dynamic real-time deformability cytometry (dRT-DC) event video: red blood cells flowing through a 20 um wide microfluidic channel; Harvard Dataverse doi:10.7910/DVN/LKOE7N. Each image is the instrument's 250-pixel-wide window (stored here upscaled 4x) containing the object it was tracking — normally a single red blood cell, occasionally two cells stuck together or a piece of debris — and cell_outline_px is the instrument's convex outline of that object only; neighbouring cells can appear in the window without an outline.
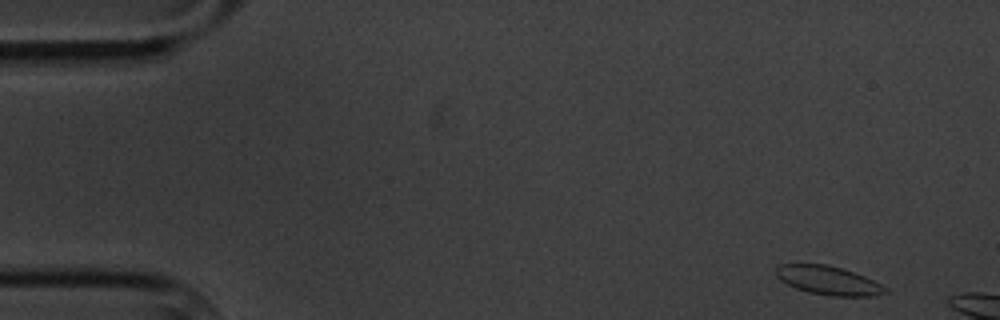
{"species": "common noctule bat (a hibernating species)", "species_latin": "Nyctalus noctula", "temperature_condition": "cold", "stored_images_in_passage": 4, "camera_frame_rate_fps": 3000, "um_per_image_px": 0.085, "animal": {"sex": "male", "body_mass_g": 20.1, "forearm_length_mm": 53.5}, "frame": {"image": 1, "passage_image": 1, "time_ms": 0.0, "image_size_px": [1000, 320], "cell_outline_px": [[888, 292], [876, 296], [832, 296], [808, 292], [796, 288], [780, 280], [776, 276], [776, 268], [780, 264], [824, 264], [840, 268], [864, 276], [888, 288]], "centroid_in_image_um": [70.41, 23.85], "position_along_channel_um": 14.6, "area_um2": 18.15}}